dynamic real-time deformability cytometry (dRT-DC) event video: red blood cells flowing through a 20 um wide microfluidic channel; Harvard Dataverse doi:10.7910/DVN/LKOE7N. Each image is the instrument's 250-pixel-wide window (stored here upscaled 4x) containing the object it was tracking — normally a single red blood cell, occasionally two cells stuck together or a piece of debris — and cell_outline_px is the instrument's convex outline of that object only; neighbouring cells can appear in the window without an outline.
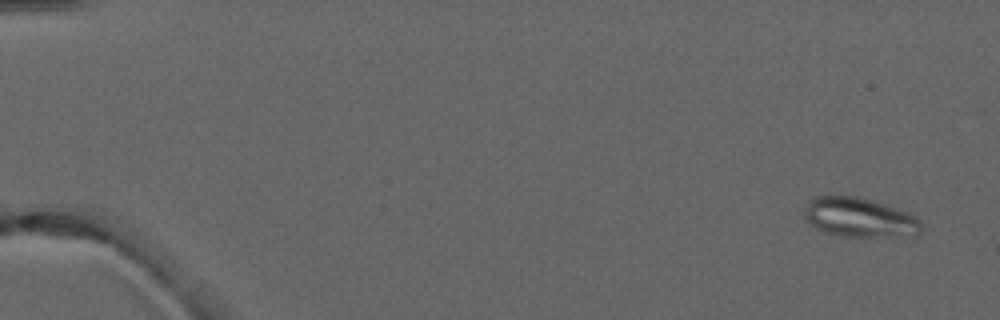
{"species": "common noctule bat (a hibernating species)", "species_latin": "Nyctalus noctula", "temperature_condition": "warm", "stored_images_in_passage": 4, "camera_frame_rate_fps": 3000, "um_per_image_px": 0.085, "animal": {"sex": "male", "forearm_length_mm": 52.5}, "frame": {"image": 1, "passage_image": 1, "time_ms": 0.0, "image_size_px": [1000, 320], "cell_outline_px": [[924, 228], [920, 236], [840, 236], [824, 232], [816, 228], [804, 216], [804, 204], [808, 200], [816, 196], [860, 196], [908, 212], [916, 216], [920, 220]], "centroid_in_image_um": [73.1, 18.49], "position_along_channel_um": 11.9, "area_um2": 27.22}}